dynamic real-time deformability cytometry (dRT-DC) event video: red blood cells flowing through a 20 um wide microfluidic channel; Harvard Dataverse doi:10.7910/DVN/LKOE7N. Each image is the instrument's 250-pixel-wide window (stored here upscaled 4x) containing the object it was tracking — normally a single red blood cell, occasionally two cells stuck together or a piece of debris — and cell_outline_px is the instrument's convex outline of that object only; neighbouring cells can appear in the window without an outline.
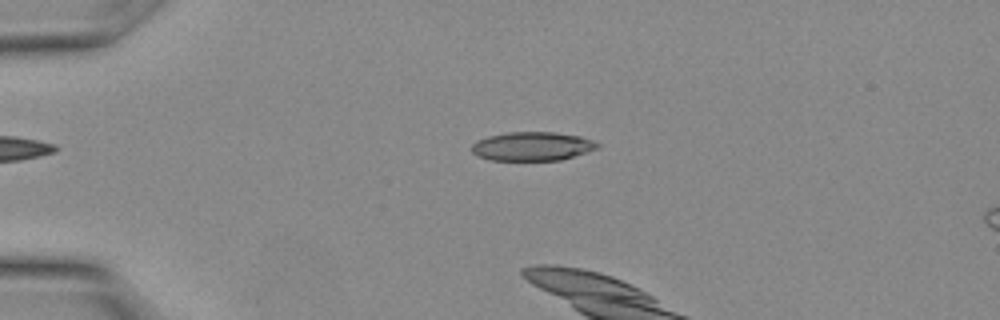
{"species": "Egyptian fruit bat (a non-hibernating species)", "species_latin": "Rousettus aegyptiacus", "temperature_condition": "warm", "stored_images_in_passage": 3, "camera_frame_rate_fps": 3000, "um_per_image_px": 0.085, "animal": {"sex": "female"}, "frame": {"image": 1, "passage_image": 1, "time_ms": 0.0, "image_size_px": [1000, 320], "cell_outline_px": [[600, 148], [560, 160], [488, 160], [472, 152], [472, 144], [476, 140], [488, 136], [508, 132], [556, 132], [580, 136], [592, 140], [600, 144]], "centroid_in_image_um": [45.25, 12.43], "position_along_channel_um": 39.7, "area_um2": 21.15}}